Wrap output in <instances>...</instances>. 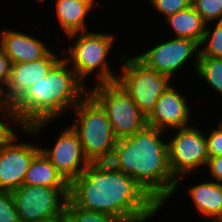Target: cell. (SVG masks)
<instances>
[{
	"label": "cell",
	"instance_id": "8",
	"mask_svg": "<svg viewBox=\"0 0 222 222\" xmlns=\"http://www.w3.org/2000/svg\"><path fill=\"white\" fill-rule=\"evenodd\" d=\"M11 195L21 222H40L65 211L69 188L23 184L12 190Z\"/></svg>",
	"mask_w": 222,
	"mask_h": 222
},
{
	"label": "cell",
	"instance_id": "16",
	"mask_svg": "<svg viewBox=\"0 0 222 222\" xmlns=\"http://www.w3.org/2000/svg\"><path fill=\"white\" fill-rule=\"evenodd\" d=\"M93 5L94 0L56 1V15L60 26L67 35L86 31L85 17Z\"/></svg>",
	"mask_w": 222,
	"mask_h": 222
},
{
	"label": "cell",
	"instance_id": "18",
	"mask_svg": "<svg viewBox=\"0 0 222 222\" xmlns=\"http://www.w3.org/2000/svg\"><path fill=\"white\" fill-rule=\"evenodd\" d=\"M189 191L200 213L222 222V184L213 181L200 183Z\"/></svg>",
	"mask_w": 222,
	"mask_h": 222
},
{
	"label": "cell",
	"instance_id": "12",
	"mask_svg": "<svg viewBox=\"0 0 222 222\" xmlns=\"http://www.w3.org/2000/svg\"><path fill=\"white\" fill-rule=\"evenodd\" d=\"M40 150L69 184L78 178L90 163L72 127L62 131L53 148Z\"/></svg>",
	"mask_w": 222,
	"mask_h": 222
},
{
	"label": "cell",
	"instance_id": "30",
	"mask_svg": "<svg viewBox=\"0 0 222 222\" xmlns=\"http://www.w3.org/2000/svg\"><path fill=\"white\" fill-rule=\"evenodd\" d=\"M16 132L0 119V145L8 141Z\"/></svg>",
	"mask_w": 222,
	"mask_h": 222
},
{
	"label": "cell",
	"instance_id": "24",
	"mask_svg": "<svg viewBox=\"0 0 222 222\" xmlns=\"http://www.w3.org/2000/svg\"><path fill=\"white\" fill-rule=\"evenodd\" d=\"M0 222H21L11 191L0 189Z\"/></svg>",
	"mask_w": 222,
	"mask_h": 222
},
{
	"label": "cell",
	"instance_id": "20",
	"mask_svg": "<svg viewBox=\"0 0 222 222\" xmlns=\"http://www.w3.org/2000/svg\"><path fill=\"white\" fill-rule=\"evenodd\" d=\"M196 72L222 96V58L199 56Z\"/></svg>",
	"mask_w": 222,
	"mask_h": 222
},
{
	"label": "cell",
	"instance_id": "31",
	"mask_svg": "<svg viewBox=\"0 0 222 222\" xmlns=\"http://www.w3.org/2000/svg\"><path fill=\"white\" fill-rule=\"evenodd\" d=\"M40 222H70L68 219V216L66 215L65 211L63 213H60L59 215L49 218V219H44L41 220Z\"/></svg>",
	"mask_w": 222,
	"mask_h": 222
},
{
	"label": "cell",
	"instance_id": "26",
	"mask_svg": "<svg viewBox=\"0 0 222 222\" xmlns=\"http://www.w3.org/2000/svg\"><path fill=\"white\" fill-rule=\"evenodd\" d=\"M207 141V151L209 157L222 156V121L218 124V127L212 130Z\"/></svg>",
	"mask_w": 222,
	"mask_h": 222
},
{
	"label": "cell",
	"instance_id": "25",
	"mask_svg": "<svg viewBox=\"0 0 222 222\" xmlns=\"http://www.w3.org/2000/svg\"><path fill=\"white\" fill-rule=\"evenodd\" d=\"M152 7L158 10L167 18L191 5V0H149Z\"/></svg>",
	"mask_w": 222,
	"mask_h": 222
},
{
	"label": "cell",
	"instance_id": "22",
	"mask_svg": "<svg viewBox=\"0 0 222 222\" xmlns=\"http://www.w3.org/2000/svg\"><path fill=\"white\" fill-rule=\"evenodd\" d=\"M204 43L207 45L203 47L204 49L200 48L199 56L222 58V21H217L212 31L206 26V31L200 47Z\"/></svg>",
	"mask_w": 222,
	"mask_h": 222
},
{
	"label": "cell",
	"instance_id": "1",
	"mask_svg": "<svg viewBox=\"0 0 222 222\" xmlns=\"http://www.w3.org/2000/svg\"><path fill=\"white\" fill-rule=\"evenodd\" d=\"M69 200L81 209L105 213L121 222H145L161 207L134 178L107 161L86 166L69 184Z\"/></svg>",
	"mask_w": 222,
	"mask_h": 222
},
{
	"label": "cell",
	"instance_id": "17",
	"mask_svg": "<svg viewBox=\"0 0 222 222\" xmlns=\"http://www.w3.org/2000/svg\"><path fill=\"white\" fill-rule=\"evenodd\" d=\"M23 184L51 188H69V183L41 150L32 159Z\"/></svg>",
	"mask_w": 222,
	"mask_h": 222
},
{
	"label": "cell",
	"instance_id": "6",
	"mask_svg": "<svg viewBox=\"0 0 222 222\" xmlns=\"http://www.w3.org/2000/svg\"><path fill=\"white\" fill-rule=\"evenodd\" d=\"M89 94L105 110L117 139L132 136L146 125V118L127 91L117 82L96 84Z\"/></svg>",
	"mask_w": 222,
	"mask_h": 222
},
{
	"label": "cell",
	"instance_id": "10",
	"mask_svg": "<svg viewBox=\"0 0 222 222\" xmlns=\"http://www.w3.org/2000/svg\"><path fill=\"white\" fill-rule=\"evenodd\" d=\"M197 51V52H196ZM200 45L192 39L175 37L154 46L147 52L136 56L148 68L168 76L170 79L192 54L196 55L195 69L198 65Z\"/></svg>",
	"mask_w": 222,
	"mask_h": 222
},
{
	"label": "cell",
	"instance_id": "7",
	"mask_svg": "<svg viewBox=\"0 0 222 222\" xmlns=\"http://www.w3.org/2000/svg\"><path fill=\"white\" fill-rule=\"evenodd\" d=\"M123 59L122 73L116 82L127 91L147 119L159 97L170 86L171 79L148 68L136 56L127 58L124 54Z\"/></svg>",
	"mask_w": 222,
	"mask_h": 222
},
{
	"label": "cell",
	"instance_id": "9",
	"mask_svg": "<svg viewBox=\"0 0 222 222\" xmlns=\"http://www.w3.org/2000/svg\"><path fill=\"white\" fill-rule=\"evenodd\" d=\"M177 131L168 142L169 168L177 180L175 190L182 175L206 166L209 159L206 137L201 131L190 125Z\"/></svg>",
	"mask_w": 222,
	"mask_h": 222
},
{
	"label": "cell",
	"instance_id": "27",
	"mask_svg": "<svg viewBox=\"0 0 222 222\" xmlns=\"http://www.w3.org/2000/svg\"><path fill=\"white\" fill-rule=\"evenodd\" d=\"M10 71H11V61L10 58L5 54L4 50L0 47V83H2L3 87L0 89L5 93L9 78H10Z\"/></svg>",
	"mask_w": 222,
	"mask_h": 222
},
{
	"label": "cell",
	"instance_id": "11",
	"mask_svg": "<svg viewBox=\"0 0 222 222\" xmlns=\"http://www.w3.org/2000/svg\"><path fill=\"white\" fill-rule=\"evenodd\" d=\"M14 134L0 145V189L12 191L23 185L29 165L41 147L15 143Z\"/></svg>",
	"mask_w": 222,
	"mask_h": 222
},
{
	"label": "cell",
	"instance_id": "15",
	"mask_svg": "<svg viewBox=\"0 0 222 222\" xmlns=\"http://www.w3.org/2000/svg\"><path fill=\"white\" fill-rule=\"evenodd\" d=\"M0 47L10 58L11 63L36 61L50 52L39 39L9 30L1 34Z\"/></svg>",
	"mask_w": 222,
	"mask_h": 222
},
{
	"label": "cell",
	"instance_id": "19",
	"mask_svg": "<svg viewBox=\"0 0 222 222\" xmlns=\"http://www.w3.org/2000/svg\"><path fill=\"white\" fill-rule=\"evenodd\" d=\"M165 21L175 31V37L189 38L199 45L202 43L206 26H208L192 5L168 16Z\"/></svg>",
	"mask_w": 222,
	"mask_h": 222
},
{
	"label": "cell",
	"instance_id": "29",
	"mask_svg": "<svg viewBox=\"0 0 222 222\" xmlns=\"http://www.w3.org/2000/svg\"><path fill=\"white\" fill-rule=\"evenodd\" d=\"M1 109L3 110V112L1 111V113L7 115L6 117L10 118L11 120L13 119L15 124L18 123L15 113H14L13 106L7 102L5 98V93L0 89V110Z\"/></svg>",
	"mask_w": 222,
	"mask_h": 222
},
{
	"label": "cell",
	"instance_id": "2",
	"mask_svg": "<svg viewBox=\"0 0 222 222\" xmlns=\"http://www.w3.org/2000/svg\"><path fill=\"white\" fill-rule=\"evenodd\" d=\"M166 131L145 126L132 136L117 139L111 158L114 169L134 178L161 206L175 192L176 179L169 168Z\"/></svg>",
	"mask_w": 222,
	"mask_h": 222
},
{
	"label": "cell",
	"instance_id": "13",
	"mask_svg": "<svg viewBox=\"0 0 222 222\" xmlns=\"http://www.w3.org/2000/svg\"><path fill=\"white\" fill-rule=\"evenodd\" d=\"M60 60L51 51L43 58L24 63H11L9 82L5 98L14 105L31 85L45 77L51 68Z\"/></svg>",
	"mask_w": 222,
	"mask_h": 222
},
{
	"label": "cell",
	"instance_id": "23",
	"mask_svg": "<svg viewBox=\"0 0 222 222\" xmlns=\"http://www.w3.org/2000/svg\"><path fill=\"white\" fill-rule=\"evenodd\" d=\"M191 5L207 25L216 19L222 21V0H191Z\"/></svg>",
	"mask_w": 222,
	"mask_h": 222
},
{
	"label": "cell",
	"instance_id": "4",
	"mask_svg": "<svg viewBox=\"0 0 222 222\" xmlns=\"http://www.w3.org/2000/svg\"><path fill=\"white\" fill-rule=\"evenodd\" d=\"M74 108L77 120L71 127L79 137L84 155L90 162L108 161L117 138L105 110L89 93Z\"/></svg>",
	"mask_w": 222,
	"mask_h": 222
},
{
	"label": "cell",
	"instance_id": "3",
	"mask_svg": "<svg viewBox=\"0 0 222 222\" xmlns=\"http://www.w3.org/2000/svg\"><path fill=\"white\" fill-rule=\"evenodd\" d=\"M65 59H60L48 74L29 87L13 105L18 124L35 132L74 107L89 93Z\"/></svg>",
	"mask_w": 222,
	"mask_h": 222
},
{
	"label": "cell",
	"instance_id": "28",
	"mask_svg": "<svg viewBox=\"0 0 222 222\" xmlns=\"http://www.w3.org/2000/svg\"><path fill=\"white\" fill-rule=\"evenodd\" d=\"M215 182L222 184V156L209 157L207 165Z\"/></svg>",
	"mask_w": 222,
	"mask_h": 222
},
{
	"label": "cell",
	"instance_id": "5",
	"mask_svg": "<svg viewBox=\"0 0 222 222\" xmlns=\"http://www.w3.org/2000/svg\"><path fill=\"white\" fill-rule=\"evenodd\" d=\"M70 38H75L73 46L69 48L70 56L64 57L69 63L72 62V69L76 72L78 78L83 79L99 69L97 75V84L113 83L117 81L118 76H115L107 65V55L110 52L115 36L112 34L95 33V32H80L68 35ZM78 38V39H77Z\"/></svg>",
	"mask_w": 222,
	"mask_h": 222
},
{
	"label": "cell",
	"instance_id": "14",
	"mask_svg": "<svg viewBox=\"0 0 222 222\" xmlns=\"http://www.w3.org/2000/svg\"><path fill=\"white\" fill-rule=\"evenodd\" d=\"M186 101V98L170 85L159 97L153 112L146 119L147 126L163 131L187 127L191 115Z\"/></svg>",
	"mask_w": 222,
	"mask_h": 222
},
{
	"label": "cell",
	"instance_id": "21",
	"mask_svg": "<svg viewBox=\"0 0 222 222\" xmlns=\"http://www.w3.org/2000/svg\"><path fill=\"white\" fill-rule=\"evenodd\" d=\"M65 213L70 222H121L117 217L105 213L81 209L69 199L65 206Z\"/></svg>",
	"mask_w": 222,
	"mask_h": 222
}]
</instances>
